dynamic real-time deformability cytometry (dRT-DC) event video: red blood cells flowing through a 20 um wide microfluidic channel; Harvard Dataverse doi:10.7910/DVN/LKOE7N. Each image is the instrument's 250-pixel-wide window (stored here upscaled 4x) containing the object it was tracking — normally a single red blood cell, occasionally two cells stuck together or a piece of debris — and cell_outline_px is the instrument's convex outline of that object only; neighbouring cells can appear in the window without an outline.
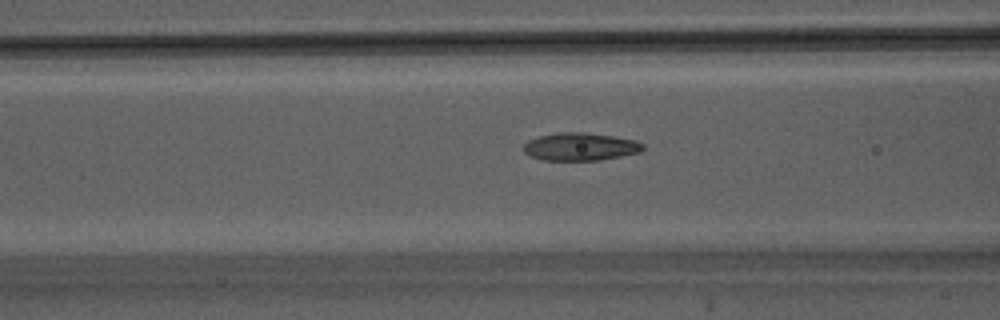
{"species": "Egyptian fruit bat (a non-hibernating species)", "species_latin": "Rousettus aegyptiacus", "temperature_condition": "warm", "stored_images_in_passage": 32, "camera_frame_rate_fps": 3000, "um_per_image_px": 0.085, "animal": {"sex": "male"}, "frame": {"image": 1, "passage_image": 5, "time_ms": 1.333, "image_size_px": [1000, 320], "cell_outline_px": [[644, 148], [640, 152], [600, 160], [544, 160], [532, 156], [524, 152], [524, 144], [528, 140], [540, 136], [556, 132], [584, 132], [612, 136], [636, 140], [644, 144]], "centroid_in_image_um": [49.33, 12.46], "position_along_channel_um": 117.3, "area_um2": 19.25}}
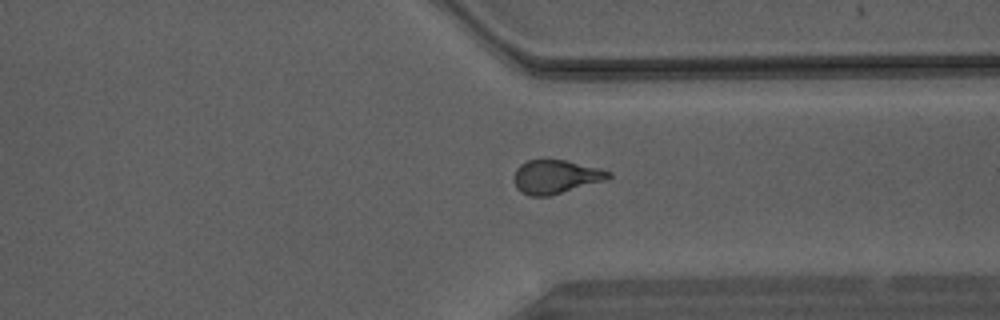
{"frame": {"image": 2, "passage_image": 21, "time_ms": 6.667, "image_size_px": [1000, 320], "cell_outline_px": [[612, 176], [604, 180], [548, 196], [528, 196], [520, 192], [516, 188], [516, 168], [520, 164], [528, 160], [568, 160], [600, 168], [612, 172]], "centroid_in_image_um": [47.25, 15.01], "position_along_channel_um": 364.2, "area_um2": 18.32}}
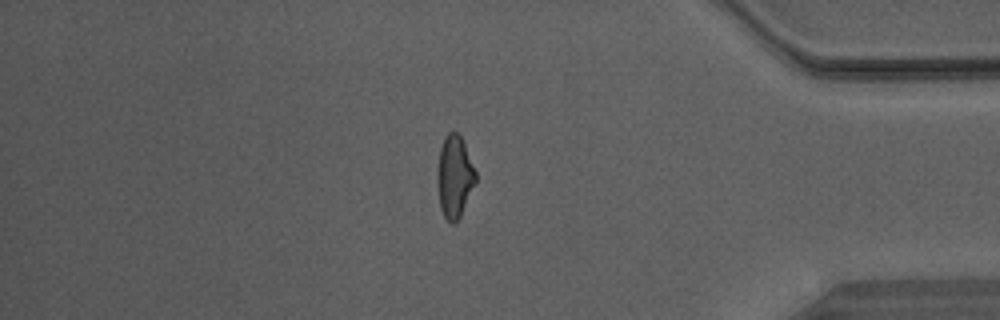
{"frame": {"image": 3, "passage_image": 25, "time_ms": 8.0, "image_size_px": [1000, 320], "cell_outline_px": [[476, 180], [460, 216], [452, 224], [444, 216], [440, 208], [436, 172], [440, 148], [444, 136], [448, 132], [460, 132], [476, 172]], "centroid_in_image_um": [38.62, 14.95], "position_along_channel_um": 396.6, "area_um2": 18.32}}